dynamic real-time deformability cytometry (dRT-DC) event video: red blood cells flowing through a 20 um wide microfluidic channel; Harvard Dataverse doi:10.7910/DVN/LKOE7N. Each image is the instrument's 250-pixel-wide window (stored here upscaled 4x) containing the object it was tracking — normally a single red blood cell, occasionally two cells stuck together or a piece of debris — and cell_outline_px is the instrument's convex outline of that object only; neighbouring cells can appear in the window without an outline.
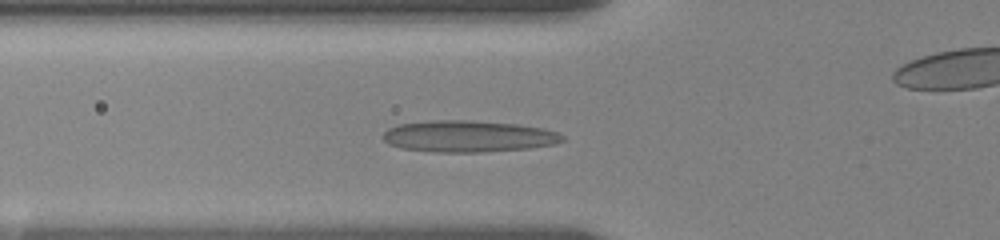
{"species": "human", "species_latin": "Homo sapiens", "temperature_condition": "room temperature", "stored_images_in_passage": 49, "camera_frame_rate_fps": 3000, "um_per_image_px": 0.085, "donor": {"sex": "female"}, "frame": {"image": 1, "passage_image": 2, "time_ms": 0.333, "image_size_px": [1000, 240], "cell_outline_px": [[564, 140], [556, 144], [528, 148], [484, 152], [432, 152], [400, 148], [388, 144], [380, 136], [388, 128], [400, 124], [428, 120], [472, 120], [516, 124], [544, 128], [556, 132], [564, 136]], "centroid_in_image_um": [39.77, 11.58], "position_along_channel_um": 86.0, "area_um2": 33.29}}
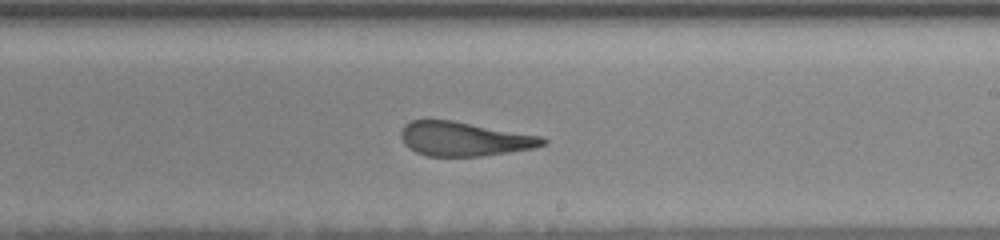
{"frame": {"image": 2, "passage_image": 15, "time_ms": 5.0, "image_size_px": [1000, 240], "cell_outline_px": [[548, 144], [536, 148], [480, 156], [428, 156], [416, 152], [404, 144], [400, 136], [400, 132], [404, 124], [412, 120], [452, 120], [544, 136], [548, 140]], "centroid_in_image_um": [39.5, 11.8], "position_along_channel_um": 249.5, "area_um2": 28.5}}
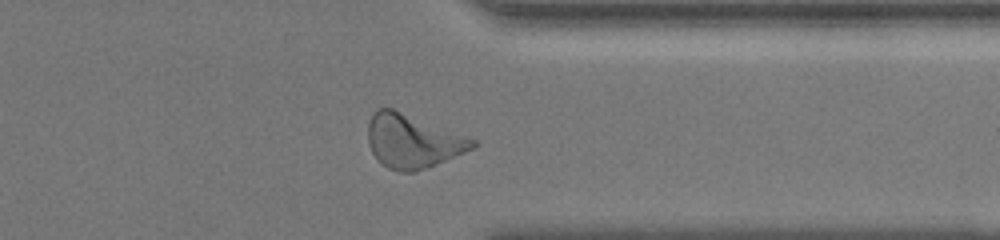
{"frame": {"image": 3, "passage_image": 31, "time_ms": 8.667, "image_size_px": [1000, 240], "cell_outline_px": [[476, 148], [428, 168], [412, 172], [400, 172], [388, 168], [376, 160], [368, 144], [368, 124], [372, 112], [376, 108], [392, 108], [476, 140]], "centroid_in_image_um": [35.05, 12.02], "position_along_channel_um": 376.3, "area_um2": 32.77}, "authors_computed_cell_mechanics": {"area_um2": 30.4028, "velocity_mm_per_s": 3.4963, "shape_relaxation_time_tau1_ms": null, "shape_relaxation_time_tau2_ms": 1.9388, "deformation_change_tau1": null, "deformation_change_tau2": 0.1059}}